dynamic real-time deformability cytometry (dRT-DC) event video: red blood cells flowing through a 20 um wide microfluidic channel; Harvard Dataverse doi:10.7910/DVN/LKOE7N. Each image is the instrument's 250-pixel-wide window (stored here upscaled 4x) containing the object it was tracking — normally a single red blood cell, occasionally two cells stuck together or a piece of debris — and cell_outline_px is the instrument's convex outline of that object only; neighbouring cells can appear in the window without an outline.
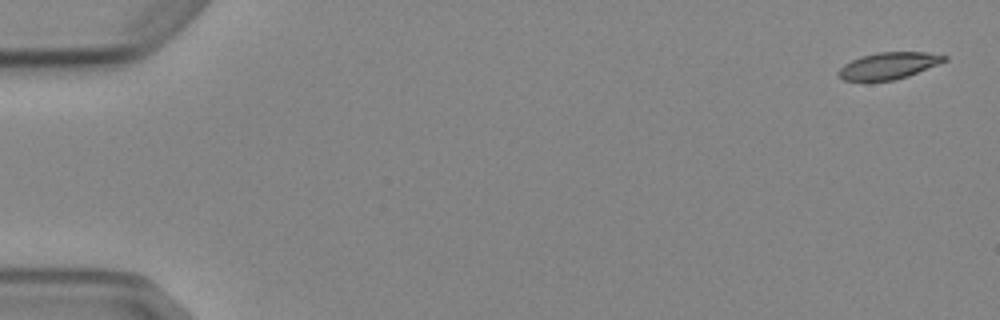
{"species": "Egyptian fruit bat (a non-hibernating species)", "species_latin": "Rousettus aegyptiacus", "temperature_condition": "cold", "stored_images_in_passage": 5, "camera_frame_rate_fps": 3000, "um_per_image_px": 0.085, "animal": {"sex": "female"}, "frame": {"image": 1, "passage_image": 1, "time_ms": 0.0, "image_size_px": [1000, 320], "cell_outline_px": [[948, 60], [940, 64], [908, 76], [892, 80], [844, 80], [836, 76], [836, 72], [844, 64], [860, 56], [880, 52], [928, 52], [948, 56]], "centroid_in_image_um": [75.55, 5.57], "position_along_channel_um": 9.4, "area_um2": 16.53}}
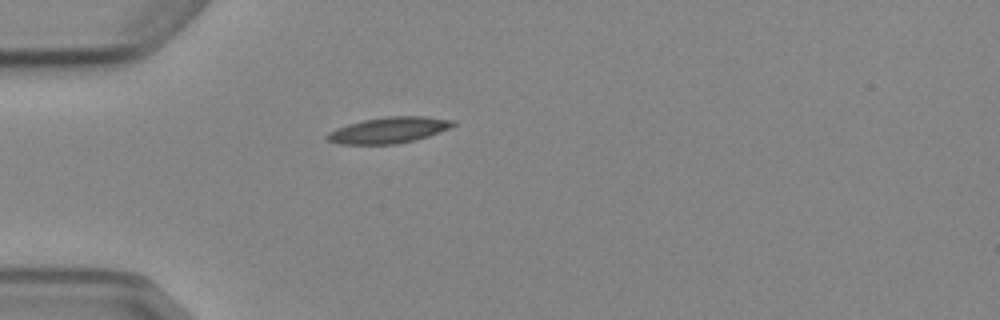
{"frame": {"image": 2, "passage_image": 5, "time_ms": 4.667, "image_size_px": [1000, 320], "cell_outline_px": [[456, 124], [448, 128], [428, 136], [416, 140], [396, 144], [340, 144], [324, 140], [324, 136], [328, 132], [336, 128], [348, 124], [364, 120], [388, 116], [424, 116], [456, 120]], "centroid_in_image_um": [33.01, 11.06], "position_along_channel_um": 52.0, "area_um2": 19.19}}